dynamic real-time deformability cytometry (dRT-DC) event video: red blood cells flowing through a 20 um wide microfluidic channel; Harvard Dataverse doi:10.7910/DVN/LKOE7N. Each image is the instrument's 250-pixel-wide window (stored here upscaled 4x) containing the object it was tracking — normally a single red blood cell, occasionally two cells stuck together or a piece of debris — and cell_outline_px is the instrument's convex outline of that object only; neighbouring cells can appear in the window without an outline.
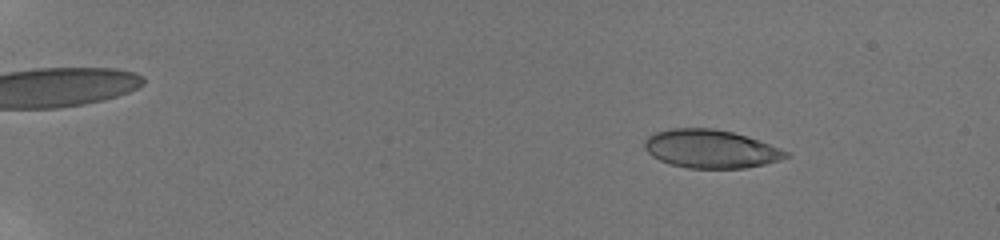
{"species": "human", "species_latin": "Homo sapiens", "temperature_condition": "room temperature", "stored_images_in_passage": 84, "camera_frame_rate_fps": 3000, "um_per_image_px": 0.085, "donor": {"sex": "male"}, "frame": {"image": 1, "passage_image": 12, "time_ms": 3.0, "image_size_px": [1000, 240], "cell_outline_px": [[792, 156], [780, 160], [764, 164], [744, 168], [688, 168], [672, 164], [660, 160], [652, 156], [644, 148], [644, 140], [648, 136], [656, 132], [672, 128], [712, 128], [732, 132], [748, 136], [780, 148], [788, 152]], "centroid_in_image_um": [60.42, 12.65], "position_along_channel_um": 24.6, "area_um2": 31.56}}
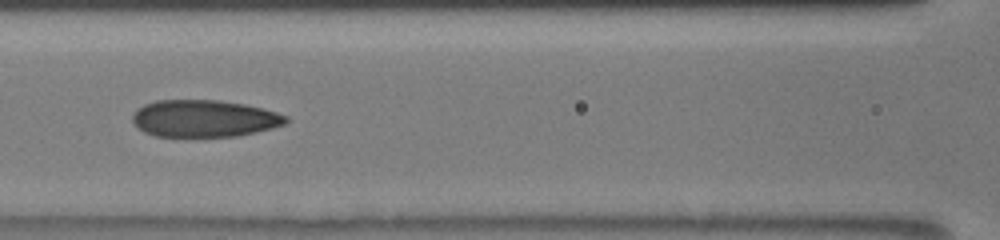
{"frame": {"image": 2, "passage_image": 42, "time_ms": 10.0, "image_size_px": [1000, 240], "cell_outline_px": [[288, 120], [284, 124], [272, 128], [256, 132], [236, 136], [156, 136], [144, 132], [132, 120], [132, 116], [136, 108], [144, 104], [156, 100], [220, 100], [244, 104], [264, 108], [288, 116]], "centroid_in_image_um": [17.36, 10.06], "position_along_channel_um": 149.2, "area_um2": 33.12}}
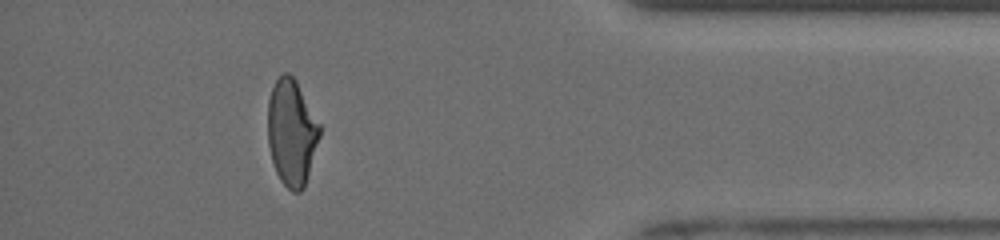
{"frame": {"image": 3, "passage_image": 80, "time_ms": 17.333, "image_size_px": [1000, 240], "cell_outline_px": [[320, 136], [304, 188], [300, 192], [292, 192], [280, 180], [276, 172], [272, 160], [268, 144], [268, 100], [272, 88], [276, 80], [284, 72], [288, 72], [296, 80], [320, 124]], "centroid_in_image_um": [24.79, 11.26], "position_along_channel_um": 410.4, "area_um2": 32.02}, "authors_computed_cell_mechanics": {"area_um2": 33.3217, "velocity_mm_per_s": 3.9335, "shape_relaxation_time_tau1_ms": 7.5879, "shape_relaxation_time_tau2_ms": 1.2991, "deformation_change_tau1": 0.2092, "deformation_change_tau2": 0.073}}